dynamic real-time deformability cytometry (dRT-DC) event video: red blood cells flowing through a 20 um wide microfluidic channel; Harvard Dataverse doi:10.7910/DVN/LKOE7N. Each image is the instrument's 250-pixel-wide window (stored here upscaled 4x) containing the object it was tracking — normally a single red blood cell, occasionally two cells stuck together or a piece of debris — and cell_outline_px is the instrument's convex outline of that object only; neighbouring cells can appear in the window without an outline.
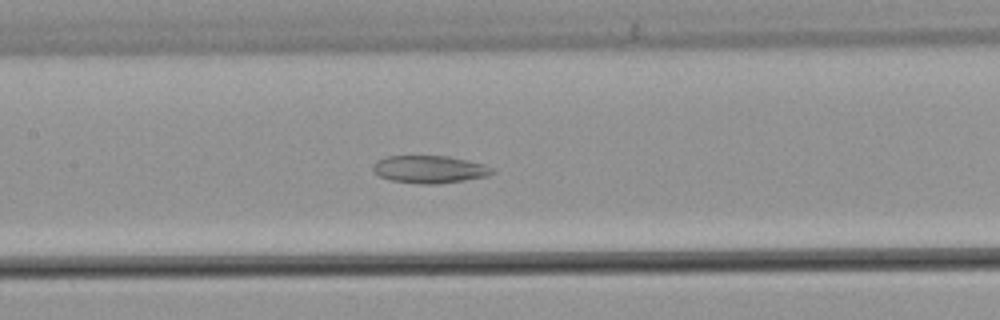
{"species": "common noctule bat (a hibernating species)", "species_latin": "Nyctalus noctula", "temperature_condition": "warm", "stored_images_in_passage": 56, "camera_frame_rate_fps": 3000, "um_per_image_px": 0.085, "animal": {"sex": "male", "body_mass_g": 21.5, "forearm_length_mm": 52.0}, "frame": {"image": 1, "passage_image": 27, "time_ms": 8.667, "image_size_px": [1000, 320], "cell_outline_px": [[496, 172], [488, 176], [464, 180], [436, 184], [420, 184], [392, 180], [380, 176], [372, 168], [372, 164], [376, 160], [388, 156], [448, 156], [484, 164], [496, 168]], "centroid_in_image_um": [36.55, 14.39], "position_along_channel_um": 170.8, "area_um2": 19.19}}
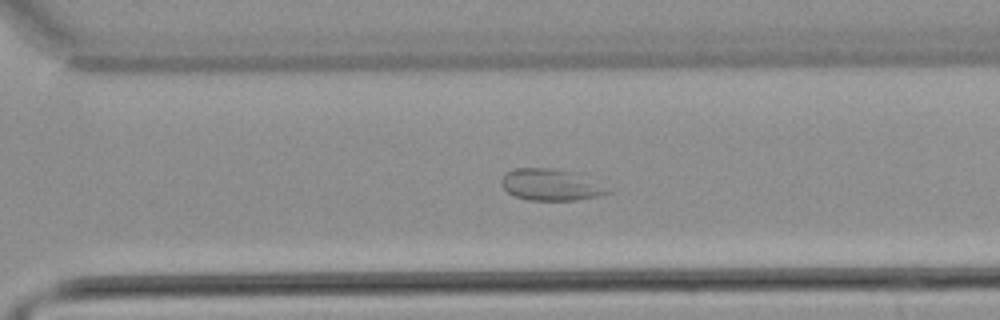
{"frame": {"image": 2, "passage_image": 39, "time_ms": 12.667, "image_size_px": [1000, 320], "cell_outline_px": [[612, 192], [596, 196], [576, 200], [528, 200], [512, 196], [504, 188], [500, 180], [504, 172], [516, 168], [556, 168], [572, 172]], "centroid_in_image_um": [46.66, 15.71], "position_along_channel_um": 323.9, "area_um2": 19.07}}
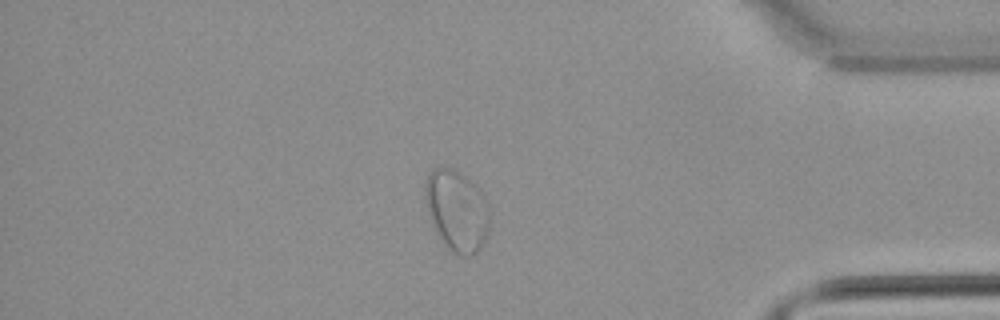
{"frame": {"image": 3, "passage_image": 47, "time_ms": 15.333, "image_size_px": [1000, 320], "cell_outline_px": [[488, 232], [480, 248], [476, 252], [468, 256], [456, 256], [444, 244], [432, 228], [428, 212], [424, 188], [424, 184], [428, 172], [432, 168], [452, 168], [464, 176], [480, 188], [488, 200]], "centroid_in_image_um": [38.81, 17.9], "position_along_channel_um": 396.4, "area_um2": 30.75}}